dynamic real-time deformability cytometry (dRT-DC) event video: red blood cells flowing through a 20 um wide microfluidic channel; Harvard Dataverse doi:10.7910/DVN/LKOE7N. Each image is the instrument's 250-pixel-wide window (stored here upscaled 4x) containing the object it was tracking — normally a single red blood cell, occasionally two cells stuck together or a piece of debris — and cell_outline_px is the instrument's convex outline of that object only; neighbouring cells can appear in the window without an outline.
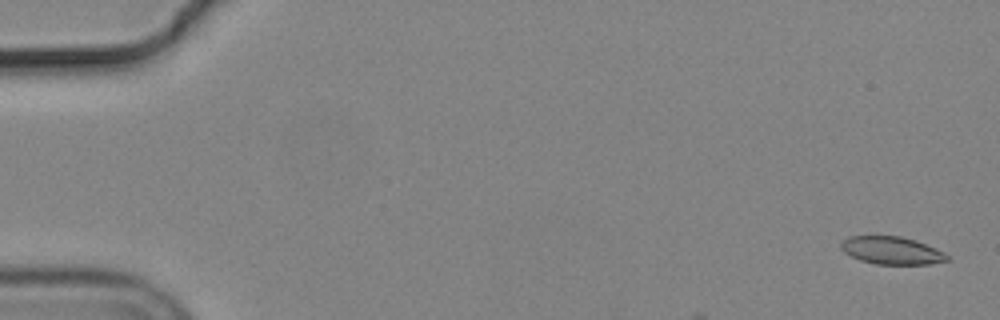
{"species": "common noctule bat (a hibernating species)", "species_latin": "Nyctalus noctula", "temperature_condition": "cold", "stored_images_in_passage": 6, "camera_frame_rate_fps": 3000, "um_per_image_px": 0.085, "animal": {"sex": "male", "body_mass_g": 19.2, "forearm_length_mm": 51.8}, "frame": {"image": 1, "passage_image": 2, "time_ms": 0.333, "image_size_px": [1000, 320], "cell_outline_px": [[948, 260], [928, 264], [876, 264], [860, 260], [844, 252], [840, 248], [840, 244], [848, 236], [900, 236], [916, 240], [936, 248], [944, 252], [948, 256]], "centroid_in_image_um": [75.78, 21.28], "position_along_channel_um": 9.2, "area_um2": 17.05}}